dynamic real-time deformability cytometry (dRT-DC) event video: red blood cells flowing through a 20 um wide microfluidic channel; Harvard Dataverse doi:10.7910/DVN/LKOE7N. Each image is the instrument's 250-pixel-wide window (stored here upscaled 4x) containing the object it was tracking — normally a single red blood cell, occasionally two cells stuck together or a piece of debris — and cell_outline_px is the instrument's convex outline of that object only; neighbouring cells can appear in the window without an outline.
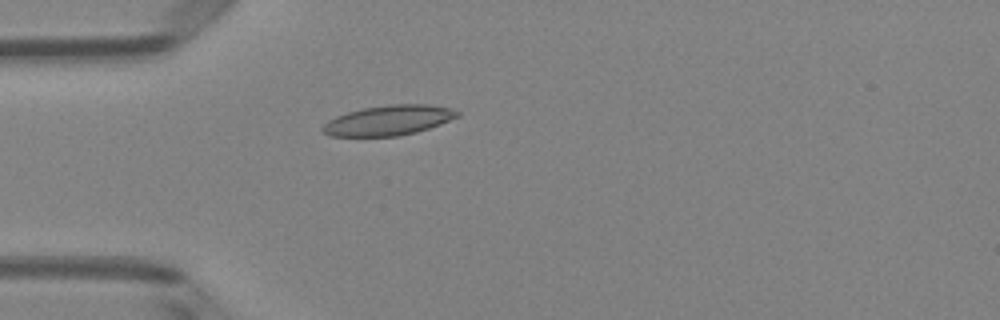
{"species": "Egyptian fruit bat (a non-hibernating species)", "species_latin": "Rousettus aegyptiacus", "temperature_condition": "room temperature", "stored_images_in_passage": 1, "camera_frame_rate_fps": 3000, "um_per_image_px": 0.085, "animal": {"sex": "female"}, "frame": {"image": 1, "passage_image": 1, "time_ms": 0.0, "image_size_px": [1000, 320], "cell_outline_px": [[460, 116], [440, 124], [416, 132], [396, 136], [332, 136], [324, 132], [320, 128], [328, 120], [336, 116], [348, 112], [364, 108], [392, 104], [428, 104], [452, 108], [460, 112]], "centroid_in_image_um": [33.05, 10.22], "position_along_channel_um": 52.0, "area_um2": 23.47}}